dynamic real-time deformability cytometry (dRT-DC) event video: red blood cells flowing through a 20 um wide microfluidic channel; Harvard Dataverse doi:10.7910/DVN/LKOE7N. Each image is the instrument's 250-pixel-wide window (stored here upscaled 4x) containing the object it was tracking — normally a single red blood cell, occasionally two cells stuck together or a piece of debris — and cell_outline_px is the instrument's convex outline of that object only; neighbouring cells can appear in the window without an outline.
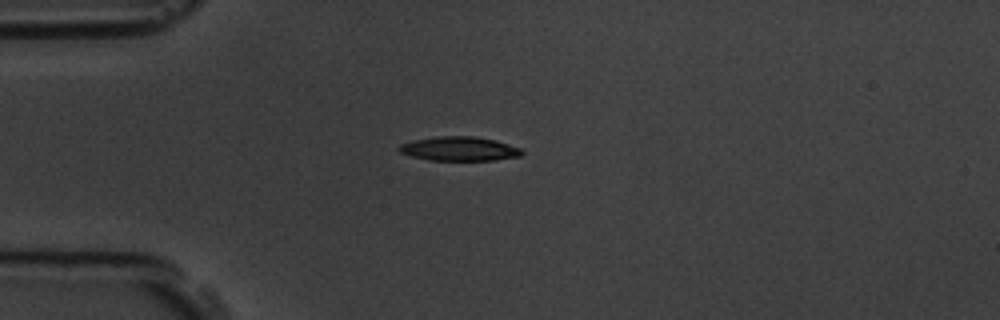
{"species": "common noctule bat (a hibernating species)", "species_latin": "Nyctalus noctula", "temperature_condition": "room temperature", "stored_images_in_passage": 12, "camera_frame_rate_fps": 3000, "um_per_image_px": 0.085, "animal": {"sex": "male", "body_mass_g": 19.5, "forearm_length_mm": 54.6}, "frame": {"image": 1, "passage_image": 3, "time_ms": 3.333, "image_size_px": [1000, 320], "cell_outline_px": [[524, 152], [520, 156], [492, 160], [428, 160], [412, 156], [400, 152], [396, 148], [400, 144], [412, 140], [436, 136], [472, 136], [496, 140], [520, 148]], "centroid_in_image_um": [39.01, 12.64], "position_along_channel_um": 46.0, "area_um2": 17.28}}
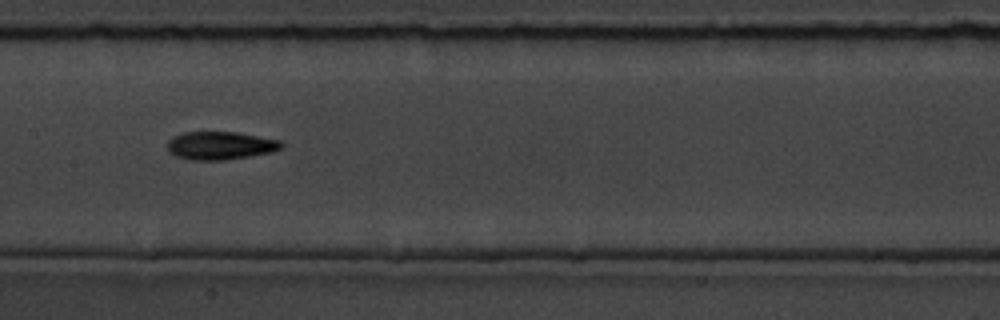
{"frame": {"image": 2, "passage_image": 7, "time_ms": 7.667, "image_size_px": [1000, 320], "cell_outline_px": [[284, 148], [272, 152], [224, 160], [188, 160], [176, 156], [168, 148], [168, 140], [172, 136], [184, 132], [236, 132], [280, 140], [284, 144]], "centroid_in_image_um": [18.75, 12.37], "position_along_channel_um": 188.7, "area_um2": 18.67}}
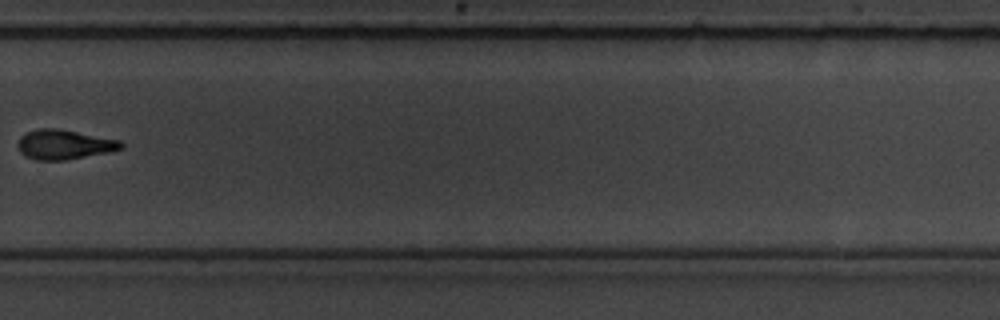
{"frame": {"image": 3, "passage_image": 10, "time_ms": 11.333, "image_size_px": [1000, 320], "cell_outline_px": [[124, 148], [108, 152], [64, 160], [36, 160], [24, 156], [20, 152], [16, 144], [20, 136], [28, 132], [40, 128], [56, 128], [120, 140], [124, 144]], "centroid_in_image_um": [5.43, 12.29], "position_along_channel_um": 324.4, "area_um2": 17.8}, "authors_computed_cell_mechanics": {"area_um2": 17.7157, "velocity_mm_per_s": 3.711, "shape_relaxation_time_tau1_ms": 3.0323, "shape_relaxation_time_tau2_ms": null, "deformation_change_tau1": 0.1311, "deformation_change_tau2": null}}